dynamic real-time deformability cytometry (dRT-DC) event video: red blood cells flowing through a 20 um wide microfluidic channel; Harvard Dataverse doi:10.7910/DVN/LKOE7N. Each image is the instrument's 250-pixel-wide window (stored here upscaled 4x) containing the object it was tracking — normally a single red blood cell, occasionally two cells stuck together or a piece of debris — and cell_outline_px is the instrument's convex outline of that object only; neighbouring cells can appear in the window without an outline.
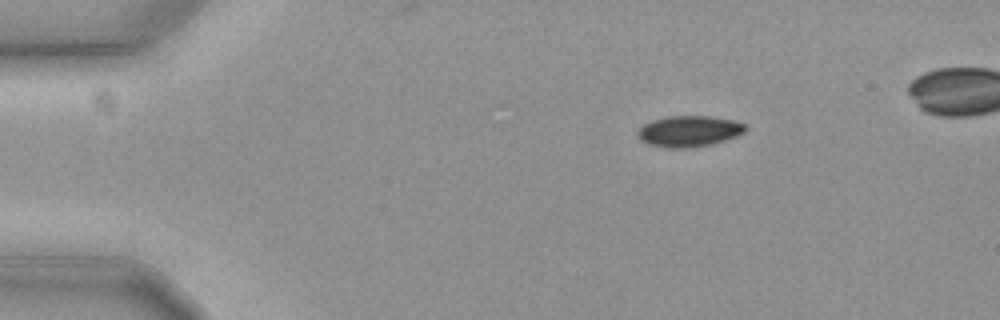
{"species": "common noctule bat (a hibernating species)", "species_latin": "Nyctalus noctula", "temperature_condition": "cold", "stored_images_in_passage": 47, "camera_frame_rate_fps": 3000, "um_per_image_px": 0.085, "animal": {"sex": "female", "body_mass_g": 19.3, "forearm_length_mm": 54.1}, "frame": {"image": 1, "passage_image": 1, "time_ms": 0.0, "image_size_px": [1000, 320], "cell_outline_px": [[748, 128], [744, 132], [736, 136], [712, 144], [688, 148], [664, 148], [648, 144], [640, 140], [636, 136], [636, 132], [644, 124], [652, 120], [668, 116], [708, 116], [732, 120], [744, 124]], "centroid_in_image_um": [58.52, 11.16], "position_along_channel_um": 26.5, "area_um2": 19.54}}
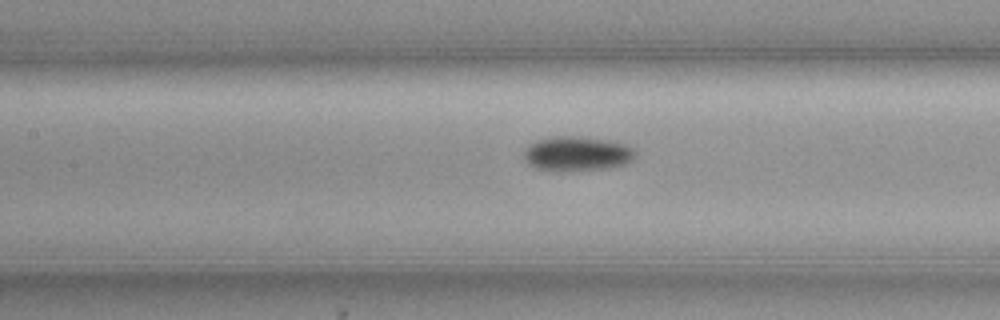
{"frame": {"image": 2, "passage_image": 18, "time_ms": 5.667, "image_size_px": [1000, 320], "cell_outline_px": [[636, 156], [632, 160], [624, 164], [608, 168], [556, 172], [536, 168], [528, 164], [524, 160], [524, 148], [528, 144], [536, 140], [552, 136], [580, 136], [608, 140], [624, 144], [632, 148], [636, 152]], "centroid_in_image_um": [49.0, 13.06], "position_along_channel_um": 158.4, "area_um2": 22.83}}
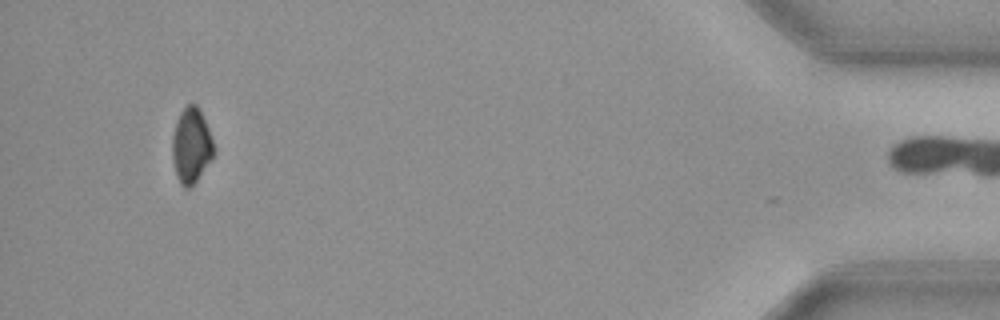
{"frame": {"image": 3, "passage_image": 46, "time_ms": 15.0, "image_size_px": [1000, 320], "cell_outline_px": [[212, 156], [196, 180], [188, 188], [184, 188], [180, 184], [176, 176], [172, 156], [172, 136], [180, 112], [188, 104], [196, 104], [200, 108], [208, 128], [212, 140]], "centroid_in_image_um": [16.22, 12.35], "position_along_channel_um": 419.0, "area_um2": 17.69}}